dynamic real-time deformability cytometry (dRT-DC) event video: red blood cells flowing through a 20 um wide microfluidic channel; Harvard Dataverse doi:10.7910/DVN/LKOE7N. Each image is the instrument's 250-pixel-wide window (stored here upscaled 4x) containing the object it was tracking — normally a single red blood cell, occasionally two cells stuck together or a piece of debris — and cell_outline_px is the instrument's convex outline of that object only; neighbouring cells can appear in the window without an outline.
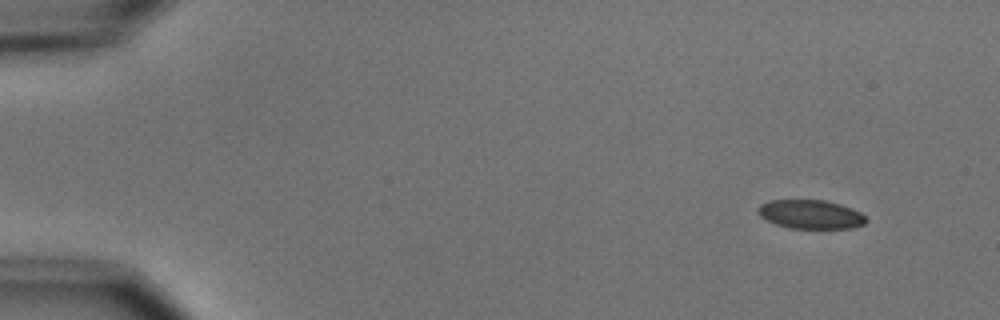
{"species": "common noctule bat (a hibernating species)", "species_latin": "Nyctalus noctula", "temperature_condition": "cold", "stored_images_in_passage": 6, "camera_frame_rate_fps": 3000, "um_per_image_px": 0.085, "animal": {"sex": "male", "body_mass_g": 15.6}, "frame": {"image": 1, "passage_image": 1, "time_ms": 0.0, "image_size_px": [1000, 320], "cell_outline_px": [[868, 220], [864, 224], [852, 228], [788, 228], [776, 224], [760, 216], [756, 212], [756, 208], [760, 204], [768, 200], [824, 200], [840, 204], [852, 208], [860, 212]], "centroid_in_image_um": [68.88, 18.21], "position_along_channel_um": 16.1, "area_um2": 18.26}}
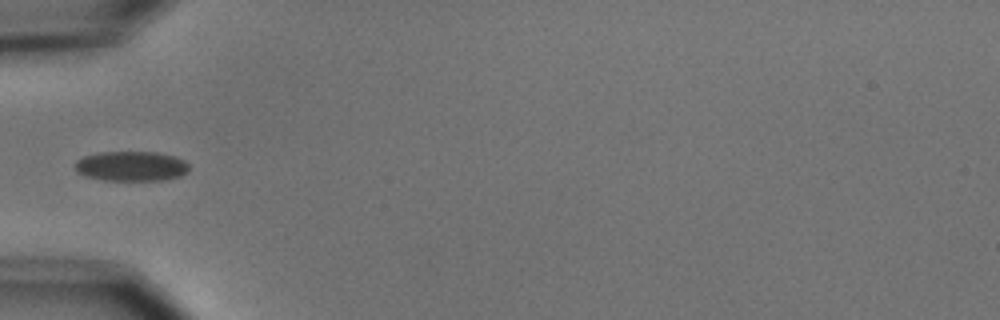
{"frame": {"image": 2, "passage_image": 5, "time_ms": 4.667, "image_size_px": [1000, 320], "cell_outline_px": [[188, 172], [180, 176], [164, 180], [104, 180], [84, 176], [76, 172], [76, 160], [84, 156], [100, 152], [156, 152], [172, 156], [184, 160], [188, 164]], "centroid_in_image_um": [11.14, 14.13], "position_along_channel_um": 73.9, "area_um2": 19.83}}
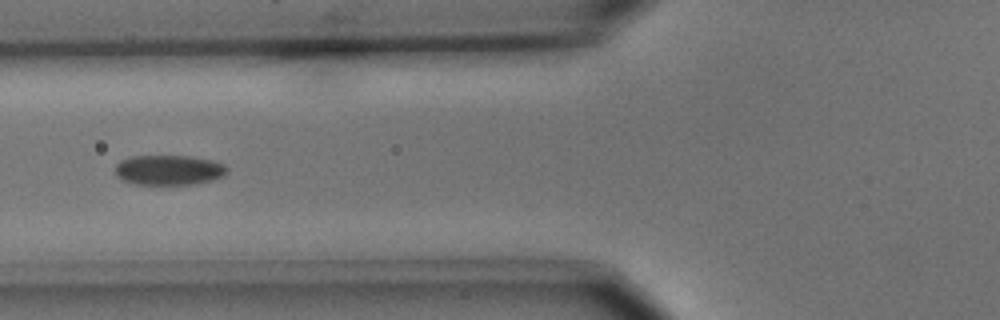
{"frame": {"image": 3, "passage_image": 6, "time_ms": 5.667, "image_size_px": [1000, 320], "cell_outline_px": [[228, 172], [224, 176], [212, 180], [192, 184], [136, 184], [120, 180], [116, 176], [116, 164], [120, 160], [132, 156], [192, 156], [212, 160], [224, 164], [228, 168]], "centroid_in_image_um": [14.36, 14.45], "position_along_channel_um": 111.4, "area_um2": 19.71}}